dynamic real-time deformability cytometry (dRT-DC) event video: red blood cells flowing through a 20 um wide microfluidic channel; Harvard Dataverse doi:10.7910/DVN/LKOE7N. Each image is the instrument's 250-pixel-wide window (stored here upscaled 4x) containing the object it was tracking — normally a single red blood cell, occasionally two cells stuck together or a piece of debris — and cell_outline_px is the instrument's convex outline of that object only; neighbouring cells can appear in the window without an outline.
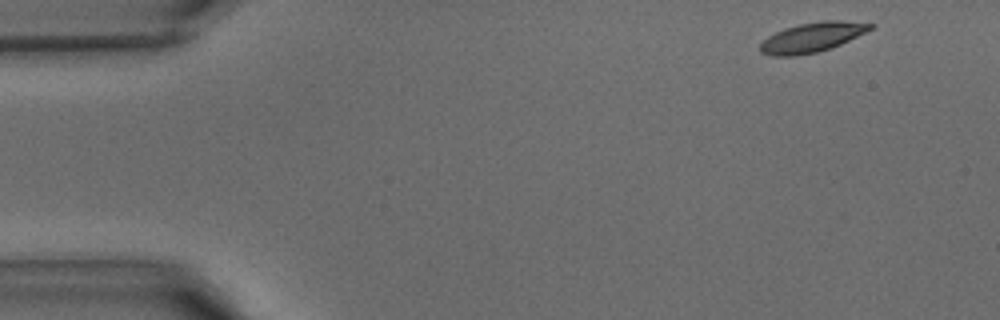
{"species": "common noctule bat (a hibernating species)", "species_latin": "Nyctalus noctula", "temperature_condition": "warm", "stored_images_in_passage": 31, "camera_frame_rate_fps": 3000, "um_per_image_px": 0.085, "animal": {"sex": "male", "body_mass_g": 15.6}, "frame": {"image": 1, "passage_image": 1, "time_ms": 0.0, "image_size_px": [1000, 320], "cell_outline_px": [[876, 24], [872, 28], [832, 48], [816, 52], [796, 56], [772, 56], [760, 52], [760, 44], [768, 36], [784, 28], [800, 24], [824, 20], [840, 20]], "centroid_in_image_um": [69.0, 3.17], "position_along_channel_um": 16.0, "area_um2": 18.84}}
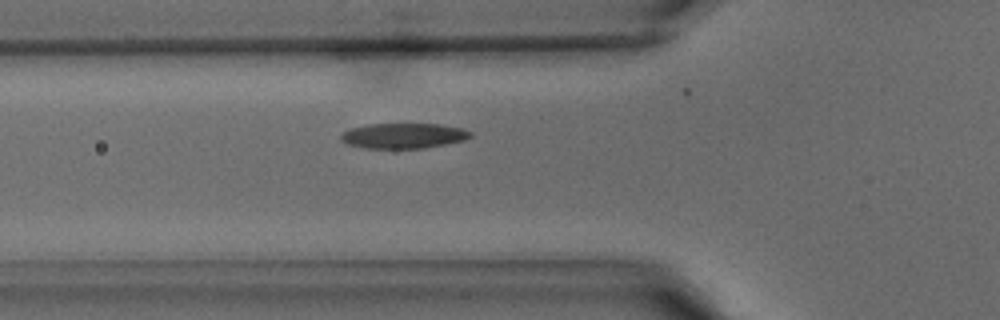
{"frame": {"image": 2, "passage_image": 12, "time_ms": 3.667, "image_size_px": [1000, 320], "cell_outline_px": [[472, 136], [464, 140], [428, 148], [364, 148], [348, 144], [340, 140], [340, 136], [344, 132], [352, 128], [368, 124], [440, 124], [464, 128], [472, 132]], "centroid_in_image_um": [34.34, 11.54], "position_along_channel_um": 91.5, "area_um2": 19.13}}
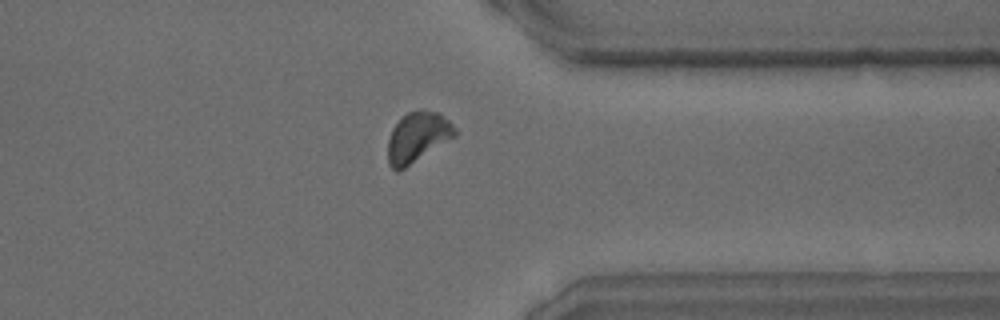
{"frame": {"image": 3, "passage_image": 30, "time_ms": 9.667, "image_size_px": [1000, 320], "cell_outline_px": [[456, 136], [400, 172], [396, 172], [388, 164], [388, 140], [392, 128], [408, 112], [440, 112], [456, 128]], "centroid_in_image_um": [35.49, 11.72], "position_along_channel_um": 375.9, "area_um2": 19.48}}